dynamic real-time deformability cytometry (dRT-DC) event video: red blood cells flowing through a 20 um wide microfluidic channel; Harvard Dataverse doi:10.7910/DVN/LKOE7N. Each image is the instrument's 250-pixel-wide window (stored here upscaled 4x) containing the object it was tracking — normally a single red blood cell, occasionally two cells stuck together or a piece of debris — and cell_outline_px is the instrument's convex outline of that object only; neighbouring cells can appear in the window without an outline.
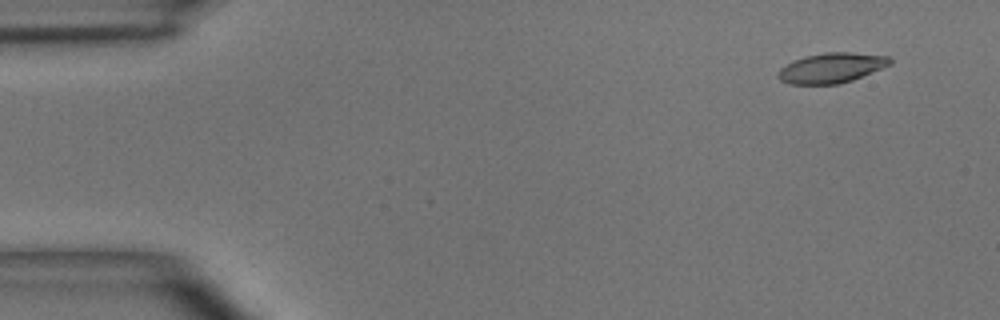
{"species": "common noctule bat (a hibernating species)", "species_latin": "Nyctalus noctula", "temperature_condition": "room temperature", "stored_images_in_passage": 16, "camera_frame_rate_fps": 3000, "um_per_image_px": 0.085, "animal": {"sex": "male", "body_mass_g": 15.6}, "frame": {"image": 1, "passage_image": 4, "time_ms": 1.0, "image_size_px": [1000, 320], "cell_outline_px": [[892, 64], [852, 80], [840, 84], [792, 84], [780, 80], [776, 76], [780, 68], [792, 60], [804, 56], [824, 52], [852, 52], [888, 56], [892, 60]], "centroid_in_image_um": [70.66, 5.76], "position_along_channel_um": 14.3, "area_um2": 19.71}}
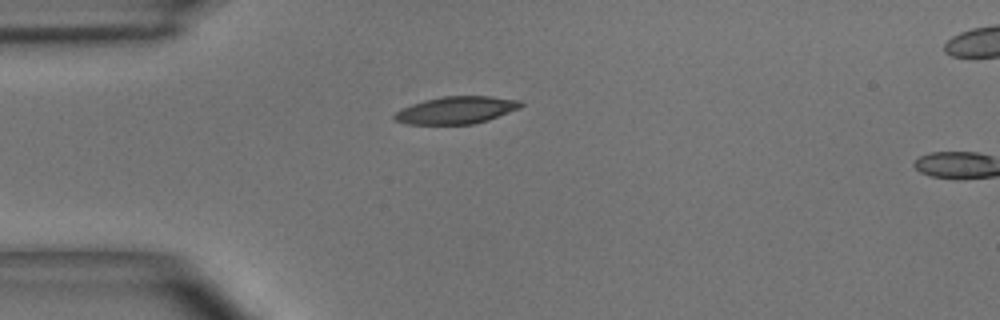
{"frame": {"image": 2, "passage_image": 14, "time_ms": 4.333, "image_size_px": [1000, 320], "cell_outline_px": [[524, 104], [520, 108], [488, 120], [472, 124], [408, 124], [396, 120], [392, 116], [400, 108], [424, 100], [444, 96], [492, 96], [520, 100]], "centroid_in_image_um": [38.8, 9.35], "position_along_channel_um": 46.2, "area_um2": 20.11}}